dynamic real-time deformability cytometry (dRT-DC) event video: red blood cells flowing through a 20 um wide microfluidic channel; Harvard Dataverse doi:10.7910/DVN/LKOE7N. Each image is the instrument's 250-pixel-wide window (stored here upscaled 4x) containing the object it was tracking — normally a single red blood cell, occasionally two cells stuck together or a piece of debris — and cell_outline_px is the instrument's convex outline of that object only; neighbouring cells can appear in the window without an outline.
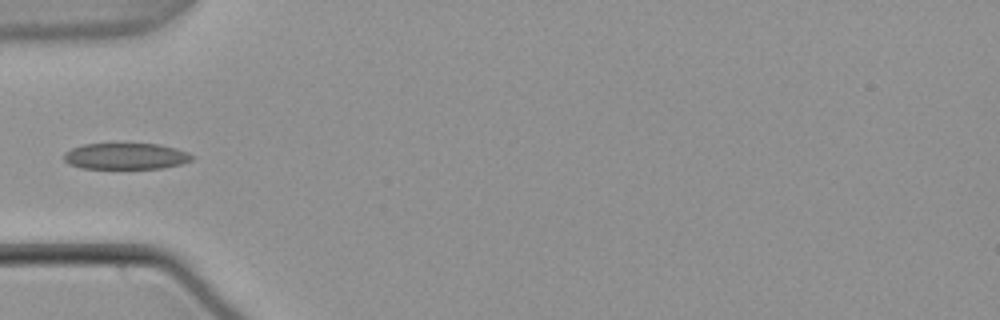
{"species": "common noctule bat (a hibernating species)", "species_latin": "Nyctalus noctula", "temperature_condition": "warm", "stored_images_in_passage": 37, "camera_frame_rate_fps": 3000, "um_per_image_px": 0.085, "animal": {"sex": "male", "body_mass_g": 21.5, "forearm_length_mm": 52.0}, "frame": {"image": 1, "passage_image": 1, "time_ms": 0.0, "image_size_px": [1000, 320], "cell_outline_px": [[192, 160], [180, 164], [160, 168], [80, 168], [68, 164], [64, 160], [64, 152], [72, 148], [84, 144], [160, 144], [188, 152], [192, 156]], "centroid_in_image_um": [10.65, 13.27], "position_along_channel_um": 74.3, "area_um2": 19.42}}
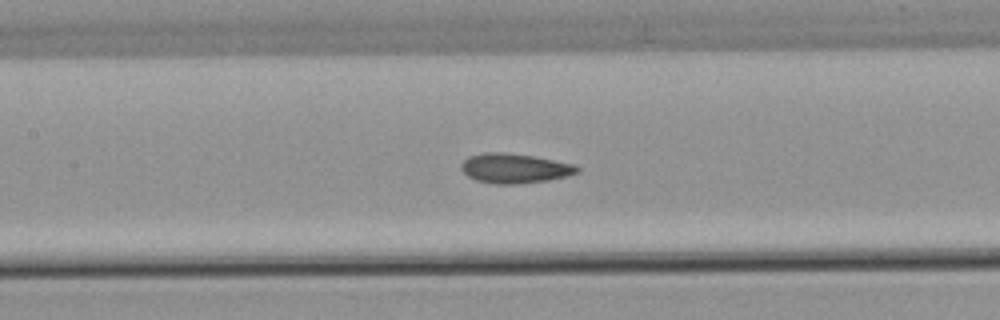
{"frame": {"image": 2, "passage_image": 8, "time_ms": 2.333, "image_size_px": [1000, 320], "cell_outline_px": [[580, 172], [568, 176], [548, 180], [516, 184], [492, 184], [476, 180], [468, 176], [460, 168], [460, 164], [468, 156], [484, 152], [504, 152], [532, 156], [576, 164], [580, 168]], "centroid_in_image_um": [43.75, 14.3], "position_along_channel_um": 163.7, "area_um2": 20.23}}
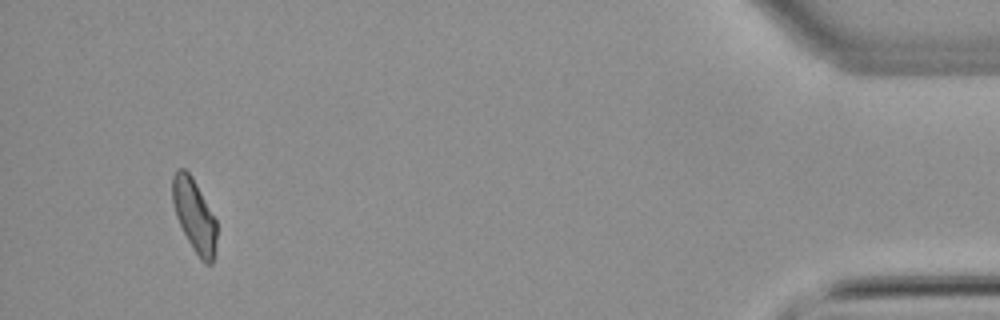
{"frame": {"image": 3, "passage_image": 34, "time_ms": 11.0, "image_size_px": [1000, 320], "cell_outline_px": [[216, 244], [212, 264], [204, 264], [200, 260], [192, 248], [176, 216], [172, 200], [172, 176], [180, 168], [184, 168], [192, 176], [216, 220]], "centroid_in_image_um": [16.52, 18.33], "position_along_channel_um": 418.7, "area_um2": 18.61}}